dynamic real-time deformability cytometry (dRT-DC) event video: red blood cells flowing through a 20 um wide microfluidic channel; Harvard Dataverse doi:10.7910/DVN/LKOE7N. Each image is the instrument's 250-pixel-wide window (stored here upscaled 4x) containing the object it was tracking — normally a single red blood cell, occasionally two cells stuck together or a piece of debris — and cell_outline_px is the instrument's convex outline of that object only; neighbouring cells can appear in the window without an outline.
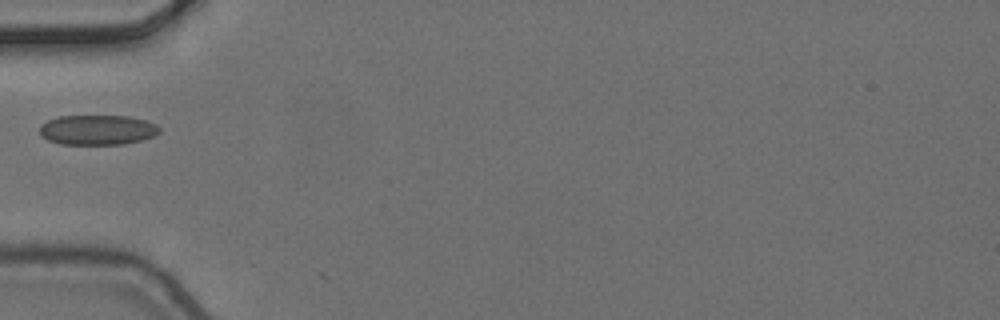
{"species": "common noctule bat (a hibernating species)", "species_latin": "Nyctalus noctula", "temperature_condition": "cold", "stored_images_in_passage": 4, "camera_frame_rate_fps": 3000, "um_per_image_px": 0.085, "animal": {"sex": "female", "body_mass_g": 24.6, "forearm_length_mm": 56.2}, "frame": {"image": 1, "passage_image": 1, "time_ms": 0.0, "image_size_px": [1000, 320], "cell_outline_px": [[160, 132], [152, 136], [140, 140], [124, 144], [60, 144], [48, 140], [40, 136], [40, 124], [48, 120], [60, 116], [128, 116], [144, 120], [156, 124], [160, 128]], "centroid_in_image_um": [8.25, 11.04], "position_along_channel_um": 76.7, "area_um2": 20.87}}
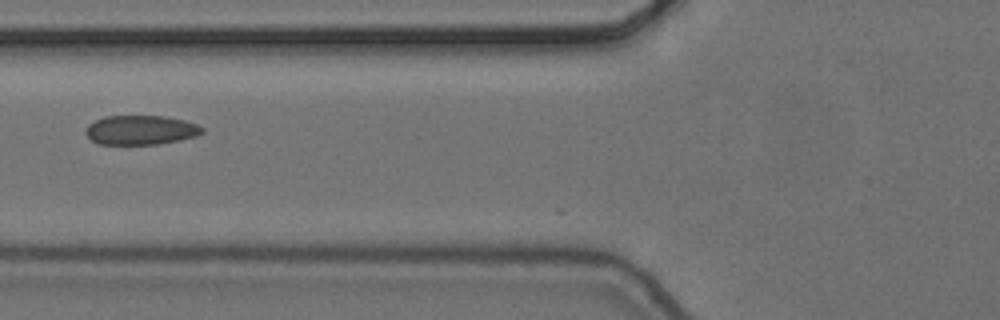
{"frame": {"image": 2, "passage_image": 2, "time_ms": 0.333, "image_size_px": [1000, 320], "cell_outline_px": [[204, 132], [196, 136], [180, 140], [156, 144], [100, 144], [92, 140], [84, 132], [88, 124], [104, 116], [164, 116], [184, 120], [196, 124], [204, 128]], "centroid_in_image_um": [11.97, 11.05], "position_along_channel_um": 113.8, "area_um2": 19.88}}
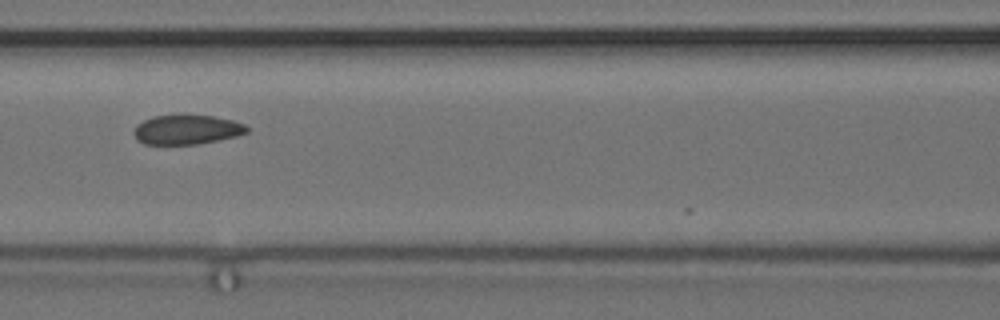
{"frame": {"image": 3, "passage_image": 3, "time_ms": 0.667, "image_size_px": [1000, 320], "cell_outline_px": [[248, 132], [236, 136], [200, 144], [144, 144], [136, 140], [132, 132], [136, 124], [152, 116], [180, 112], [212, 116], [232, 120], [244, 124], [248, 128]], "centroid_in_image_um": [15.82, 10.98], "position_along_channel_um": 150.8, "area_um2": 20.17}}